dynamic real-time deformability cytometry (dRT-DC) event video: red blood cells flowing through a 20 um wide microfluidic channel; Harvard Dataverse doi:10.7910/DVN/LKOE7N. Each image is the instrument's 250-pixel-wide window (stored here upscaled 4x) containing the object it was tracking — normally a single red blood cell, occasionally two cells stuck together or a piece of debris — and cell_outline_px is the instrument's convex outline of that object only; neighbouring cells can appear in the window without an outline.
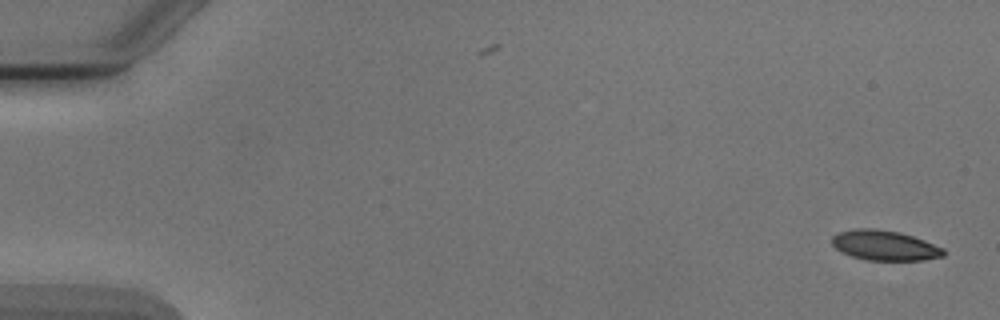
{"species": "Egyptian fruit bat (a non-hibernating species)", "species_latin": "Rousettus aegyptiacus", "temperature_condition": "cold", "stored_images_in_passage": 48, "camera_frame_rate_fps": 3000, "um_per_image_px": 0.085, "animal": {"sex": "male"}, "frame": {"image": 1, "passage_image": 1, "time_ms": 0.0, "image_size_px": [1000, 320], "cell_outline_px": [[944, 256], [924, 260], [864, 260], [840, 252], [832, 244], [832, 236], [840, 232], [856, 228], [876, 228], [900, 232], [924, 240], [944, 248]], "centroid_in_image_um": [75.19, 20.86], "position_along_channel_um": 9.8, "area_um2": 19.59}}
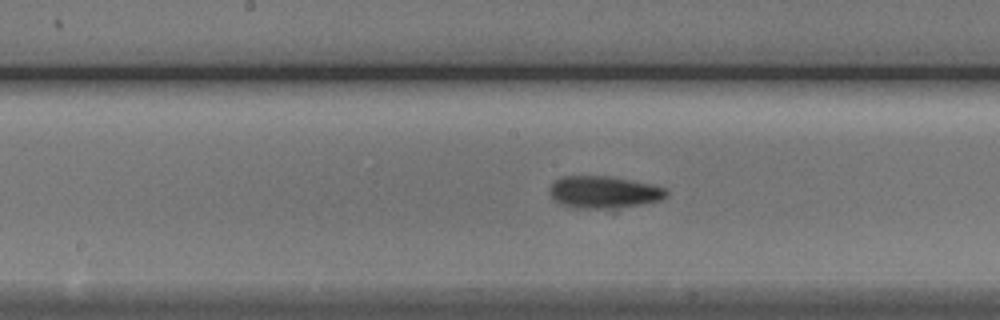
{"frame": {"image": 2, "passage_image": 27, "time_ms": 8.667, "image_size_px": [1000, 320], "cell_outline_px": [[668, 196], [660, 200], [640, 204], [604, 208], [576, 208], [560, 204], [548, 192], [548, 188], [560, 176], [608, 176], [652, 184], [664, 188], [668, 192]], "centroid_in_image_um": [51.29, 16.32], "position_along_channel_um": 196.9, "area_um2": 21.62}}
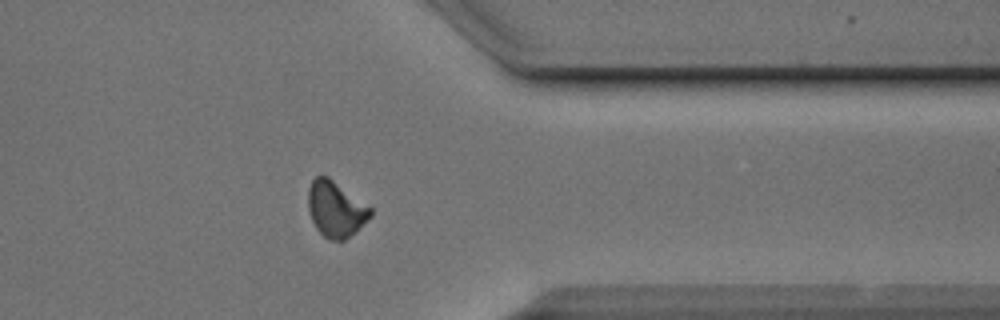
{"frame": {"image": 3, "passage_image": 42, "time_ms": 13.667, "image_size_px": [1000, 320], "cell_outline_px": [[372, 216], [344, 240], [328, 240], [316, 228], [312, 220], [308, 208], [308, 188], [312, 180], [316, 176], [328, 176], [372, 208]], "centroid_in_image_um": [28.52, 17.76], "position_along_channel_um": 382.9, "area_um2": 20.06}, "authors_computed_cell_mechanics": {"area_um2": 20.6057, "velocity_mm_per_s": 3.89, "shape_relaxation_time_tau1_ms": 4.9697, "shape_relaxation_time_tau2_ms": 9.9164, "deformation_change_tau1": 0.1066, "deformation_change_tau2": 0.167}}